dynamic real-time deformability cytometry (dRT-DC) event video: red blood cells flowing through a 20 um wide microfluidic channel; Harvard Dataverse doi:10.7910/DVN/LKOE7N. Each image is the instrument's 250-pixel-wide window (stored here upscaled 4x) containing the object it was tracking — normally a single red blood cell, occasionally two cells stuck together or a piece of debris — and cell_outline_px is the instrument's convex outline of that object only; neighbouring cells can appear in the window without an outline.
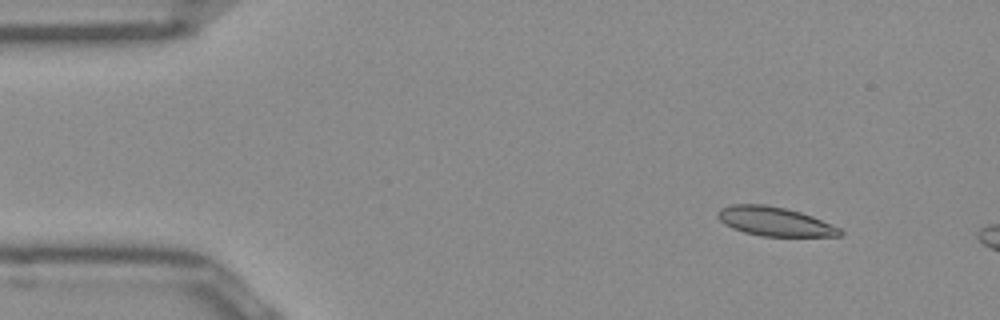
{"species": "Egyptian fruit bat (a non-hibernating species)", "species_latin": "Rousettus aegyptiacus", "temperature_condition": "room temperature", "stored_images_in_passage": 10, "camera_frame_rate_fps": 3000, "um_per_image_px": 0.085, "frame": {"image": 1, "passage_image": 1, "time_ms": 0.0, "image_size_px": [1000, 320], "cell_outline_px": [[844, 232], [840, 236], [764, 236], [744, 232], [732, 228], [724, 224], [720, 220], [720, 208], [732, 204], [764, 204], [784, 208], [800, 212], [812, 216], [840, 228]], "centroid_in_image_um": [65.87, 18.82], "position_along_channel_um": 19.1, "area_um2": 20.4}}